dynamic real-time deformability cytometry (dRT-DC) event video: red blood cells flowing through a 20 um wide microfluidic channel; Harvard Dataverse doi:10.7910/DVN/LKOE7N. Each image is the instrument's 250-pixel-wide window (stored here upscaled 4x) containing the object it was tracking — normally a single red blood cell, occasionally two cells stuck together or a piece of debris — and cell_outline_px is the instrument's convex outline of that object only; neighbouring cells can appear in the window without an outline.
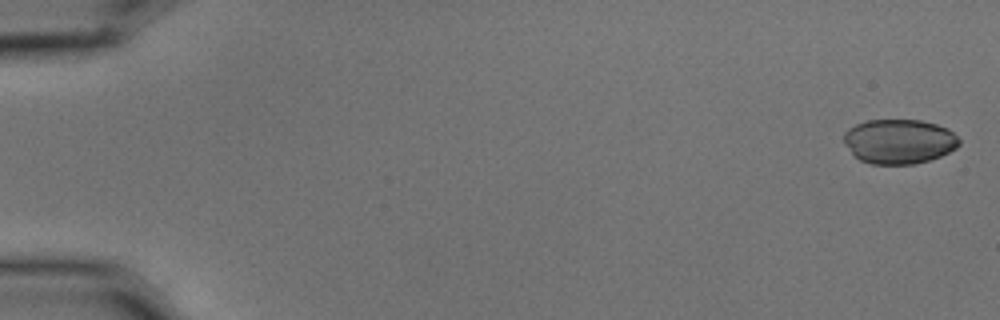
{"species": "common noctule bat (a hibernating species)", "species_latin": "Nyctalus noctula", "temperature_condition": "cold", "stored_images_in_passage": 5, "camera_frame_rate_fps": 3000, "um_per_image_px": 0.085, "animal": {"sex": "male", "body_mass_g": 15.6}, "frame": {"image": 1, "passage_image": 1, "time_ms": 0.0, "image_size_px": [1000, 320], "cell_outline_px": [[960, 144], [956, 148], [940, 156], [916, 164], [872, 164], [860, 160], [844, 144], [844, 132], [848, 128], [856, 124], [868, 120], [920, 120], [936, 124], [948, 128], [960, 140]], "centroid_in_image_um": [76.42, 12.02], "position_along_channel_um": 8.6, "area_um2": 29.94}}
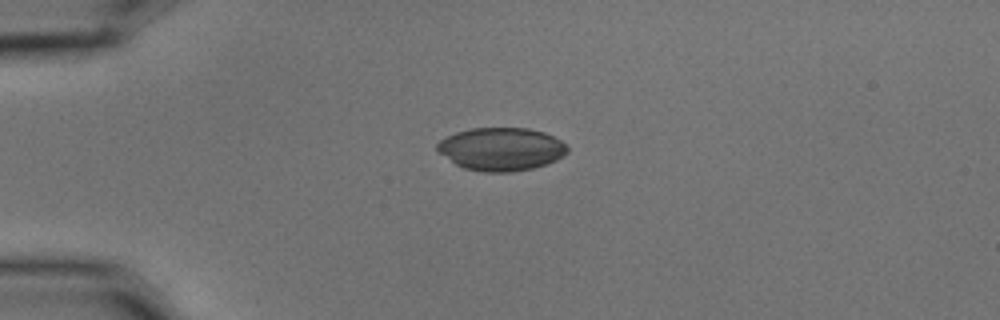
{"frame": {"image": 2, "passage_image": 4, "time_ms": 1.0, "image_size_px": [1000, 320], "cell_outline_px": [[568, 152], [564, 156], [548, 164], [532, 168], [512, 172], [484, 172], [464, 168], [456, 164], [440, 152], [436, 148], [436, 144], [440, 140], [456, 132], [472, 128], [528, 128], [544, 132], [560, 140], [568, 148]], "centroid_in_image_um": [42.63, 12.67], "position_along_channel_um": 42.4, "area_um2": 32.54}}